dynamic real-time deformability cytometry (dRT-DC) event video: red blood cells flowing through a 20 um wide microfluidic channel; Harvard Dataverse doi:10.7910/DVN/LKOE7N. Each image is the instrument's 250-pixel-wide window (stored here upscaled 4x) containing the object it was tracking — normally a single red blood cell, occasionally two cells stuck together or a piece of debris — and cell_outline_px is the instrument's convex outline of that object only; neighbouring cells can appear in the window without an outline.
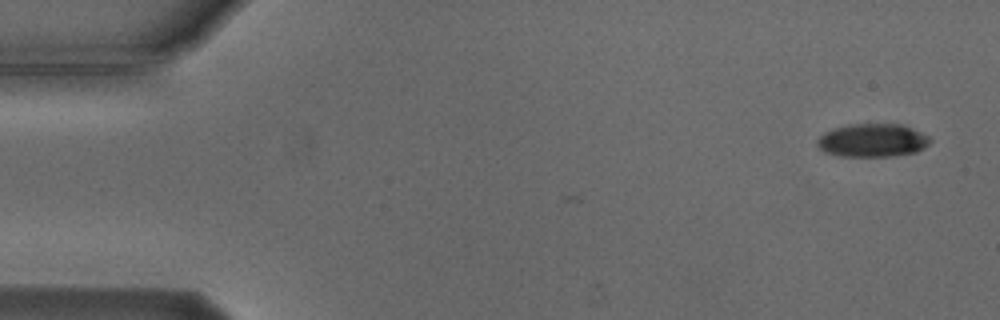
{"species": "Egyptian fruit bat (a non-hibernating species)", "species_latin": "Rousettus aegyptiacus", "temperature_condition": "cold", "stored_images_in_passage": 9, "camera_frame_rate_fps": 3000, "um_per_image_px": 0.085, "animal": {"sex": "male"}, "frame": {"image": 1, "passage_image": 1, "time_ms": 0.0, "image_size_px": [1000, 320], "cell_outline_px": [[932, 140], [924, 148], [916, 152], [892, 156], [840, 156], [824, 152], [816, 144], [816, 140], [824, 132], [832, 128], [848, 124], [900, 124], [912, 128], [928, 136]], "centroid_in_image_um": [74.13, 11.93], "position_along_channel_um": 10.9, "area_um2": 21.96}}
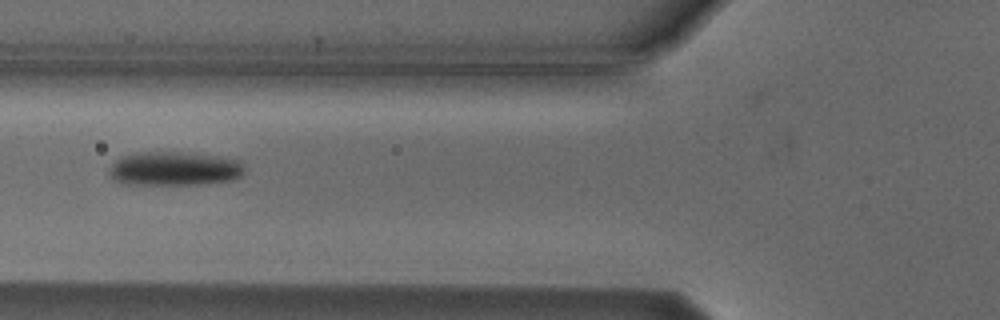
{"frame": {"image": 2, "passage_image": 6, "time_ms": 6.0, "image_size_px": [1000, 320], "cell_outline_px": [[244, 172], [240, 176], [232, 180], [208, 184], [128, 184], [112, 180], [108, 172], [112, 164], [120, 156], [136, 152], [172, 152], [216, 156], [240, 160], [244, 168]], "centroid_in_image_um": [14.8, 14.34], "position_along_channel_um": 111.0, "area_um2": 26.82}}
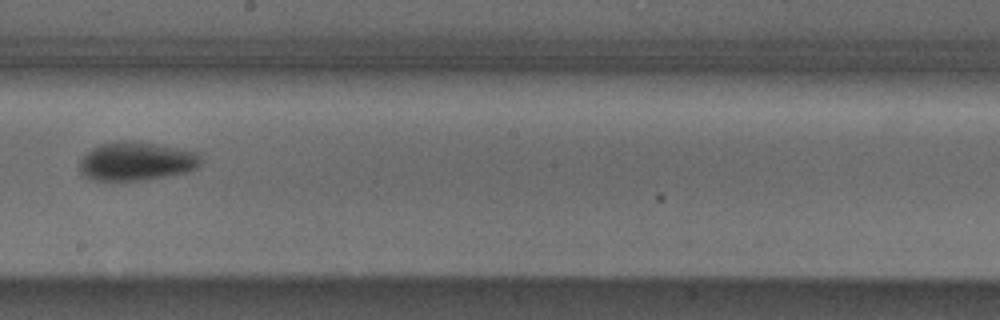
{"frame": {"image": 3, "passage_image": 9, "time_ms": 9.333, "image_size_px": [1000, 320], "cell_outline_px": [[200, 164], [196, 168], [184, 172], [168, 176], [144, 180], [88, 180], [80, 172], [80, 160], [92, 148], [100, 144], [116, 140], [132, 140], [156, 144], [196, 152], [200, 156]], "centroid_in_image_um": [11.55, 13.7], "position_along_channel_um": 236.7, "area_um2": 27.28}}